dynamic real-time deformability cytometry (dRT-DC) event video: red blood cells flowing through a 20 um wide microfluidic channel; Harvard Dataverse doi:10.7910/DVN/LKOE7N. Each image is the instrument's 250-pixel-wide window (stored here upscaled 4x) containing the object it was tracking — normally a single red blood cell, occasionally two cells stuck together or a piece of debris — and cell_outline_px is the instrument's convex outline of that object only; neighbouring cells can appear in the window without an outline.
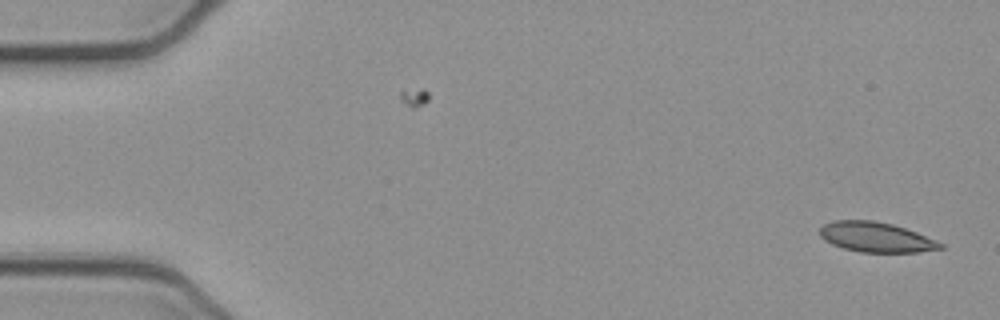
{"species": "common noctule bat (a hibernating species)", "species_latin": "Nyctalus noctula", "temperature_condition": "cold", "stored_images_in_passage": 51, "camera_frame_rate_fps": 3000, "um_per_image_px": 0.085, "animal": {"sex": "female", "body_mass_g": 21.9}, "frame": {"image": 1, "passage_image": 1, "time_ms": 0.0, "image_size_px": [1000, 320], "cell_outline_px": [[944, 248], [916, 252], [860, 252], [844, 248], [832, 244], [824, 240], [820, 236], [820, 228], [824, 224], [832, 220], [872, 220], [892, 224], [916, 232], [944, 244]], "centroid_in_image_um": [74.43, 20.15], "position_along_channel_um": 10.6, "area_um2": 20.92}}
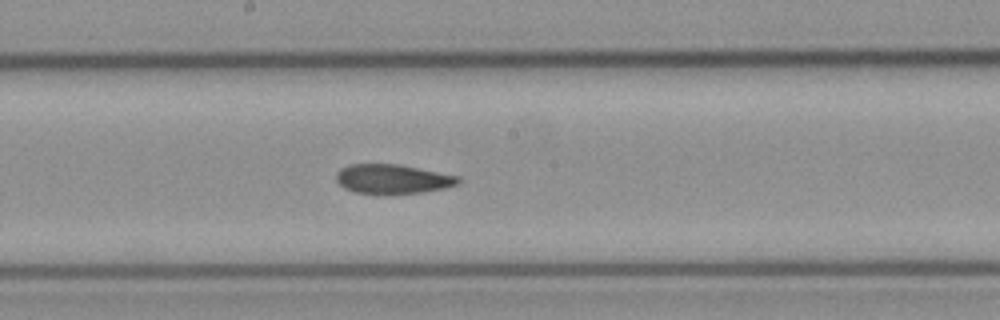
{"frame": {"image": 2, "passage_image": 27, "time_ms": 8.667, "image_size_px": [1000, 320], "cell_outline_px": [[460, 184], [444, 188], [420, 192], [356, 192], [344, 188], [336, 180], [336, 172], [340, 168], [348, 164], [400, 164], [460, 176]], "centroid_in_image_um": [33.38, 15.17], "position_along_channel_um": 214.8, "area_um2": 20.52}}
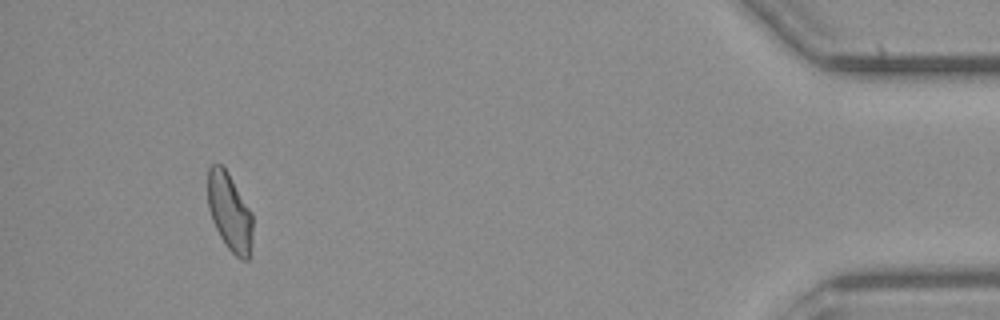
{"frame": {"image": 3, "passage_image": 48, "time_ms": 15.667, "image_size_px": [1000, 320], "cell_outline_px": [[252, 240], [248, 260], [240, 260], [228, 248], [220, 236], [212, 220], [208, 208], [208, 168], [212, 164], [220, 164], [228, 172], [252, 212]], "centroid_in_image_um": [19.52, 18.02], "position_along_channel_um": 415.7, "area_um2": 20.35}, "authors_computed_cell_mechanics": {"area_um2": 21.675, "velocity_mm_per_s": 3.8891, "shape_relaxation_time_tau1_ms": null, "shape_relaxation_time_tau2_ms": 4.0759, "deformation_change_tau1": null, "deformation_change_tau2": 0.0804}}